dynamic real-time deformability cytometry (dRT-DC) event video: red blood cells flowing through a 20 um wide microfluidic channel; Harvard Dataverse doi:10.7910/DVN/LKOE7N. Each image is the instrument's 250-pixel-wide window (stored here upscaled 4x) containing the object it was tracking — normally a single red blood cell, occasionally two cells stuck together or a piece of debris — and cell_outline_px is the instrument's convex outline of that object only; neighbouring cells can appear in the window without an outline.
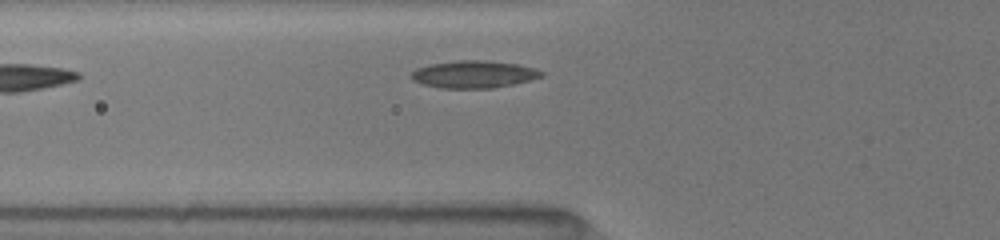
{"species": "common noctule bat (a hibernating species)", "species_latin": "Nyctalus noctula", "temperature_condition": "room temperature", "stored_images_in_passage": 3, "camera_frame_rate_fps": 3000, "um_per_image_px": 0.085, "animal": {"sex": "female", "body_mass_g": 19.5, "forearm_length_mm": 54.1}, "frame": {"image": 1, "passage_image": 3, "time_ms": 1.667, "image_size_px": [1000, 240], "cell_outline_px": [[544, 76], [512, 84], [492, 88], [440, 88], [424, 84], [412, 80], [408, 76], [416, 68], [428, 64], [456, 60], [480, 60], [516, 64], [536, 68], [544, 72]], "centroid_in_image_um": [40.23, 6.31], "position_along_channel_um": 85.6, "area_um2": 20.75}}